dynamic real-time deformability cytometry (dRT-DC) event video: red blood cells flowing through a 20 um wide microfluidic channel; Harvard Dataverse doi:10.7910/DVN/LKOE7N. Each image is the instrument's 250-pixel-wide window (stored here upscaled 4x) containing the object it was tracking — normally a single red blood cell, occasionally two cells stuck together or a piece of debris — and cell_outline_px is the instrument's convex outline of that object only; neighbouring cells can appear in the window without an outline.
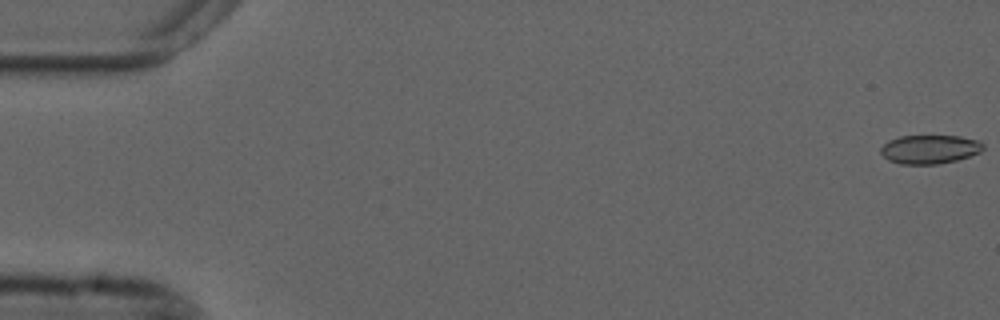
{"species": "common noctule bat (a hibernating species)", "species_latin": "Nyctalus noctula", "temperature_condition": "cold", "stored_images_in_passage": 31, "camera_frame_rate_fps": 3000, "um_per_image_px": 0.085, "animal": {"sex": "male", "forearm_length_mm": 52.5}, "frame": {"image": 1, "passage_image": 1, "time_ms": 0.0, "image_size_px": [1000, 320], "cell_outline_px": [[984, 148], [980, 152], [956, 160], [940, 164], [900, 164], [888, 160], [880, 152], [880, 148], [888, 140], [900, 136], [960, 136], [980, 140], [984, 144]], "centroid_in_image_um": [79.03, 12.68], "position_along_channel_um": 6.0, "area_um2": 17.28}}
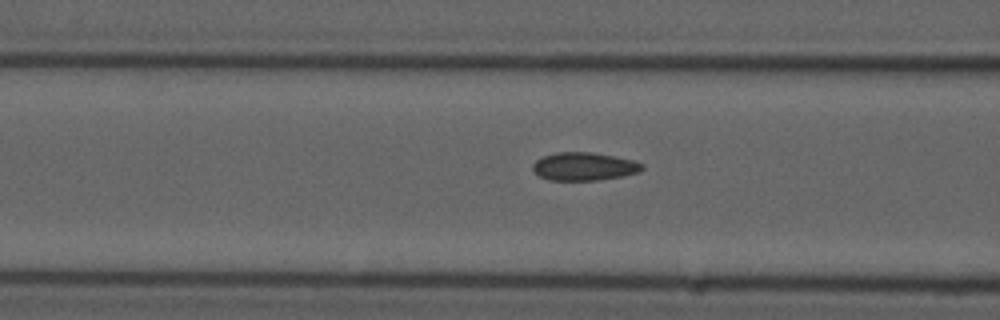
{"frame": {"image": 2, "passage_image": 22, "time_ms": 7.0, "image_size_px": [1000, 320], "cell_outline_px": [[644, 168], [640, 172], [620, 176], [596, 180], [548, 180], [540, 176], [532, 168], [532, 164], [536, 160], [544, 156], [556, 152], [592, 152], [632, 160], [644, 164]], "centroid_in_image_um": [49.64, 14.14], "position_along_channel_um": 117.0, "area_um2": 17.74}}
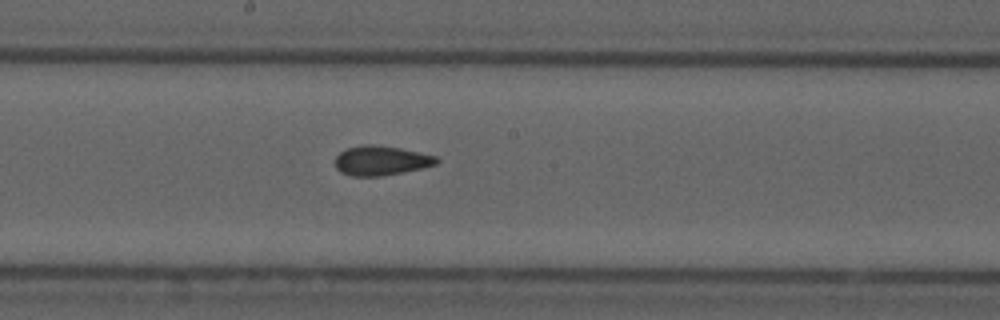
{"frame": {"image": 3, "passage_image": 30, "time_ms": 9.667, "image_size_px": [1000, 320], "cell_outline_px": [[440, 160], [436, 164], [420, 168], [380, 176], [352, 176], [340, 172], [336, 168], [336, 156], [340, 152], [348, 148], [364, 144], [372, 144], [400, 148], [436, 156]], "centroid_in_image_um": [32.37, 13.64], "position_along_channel_um": 215.8, "area_um2": 17.22}}